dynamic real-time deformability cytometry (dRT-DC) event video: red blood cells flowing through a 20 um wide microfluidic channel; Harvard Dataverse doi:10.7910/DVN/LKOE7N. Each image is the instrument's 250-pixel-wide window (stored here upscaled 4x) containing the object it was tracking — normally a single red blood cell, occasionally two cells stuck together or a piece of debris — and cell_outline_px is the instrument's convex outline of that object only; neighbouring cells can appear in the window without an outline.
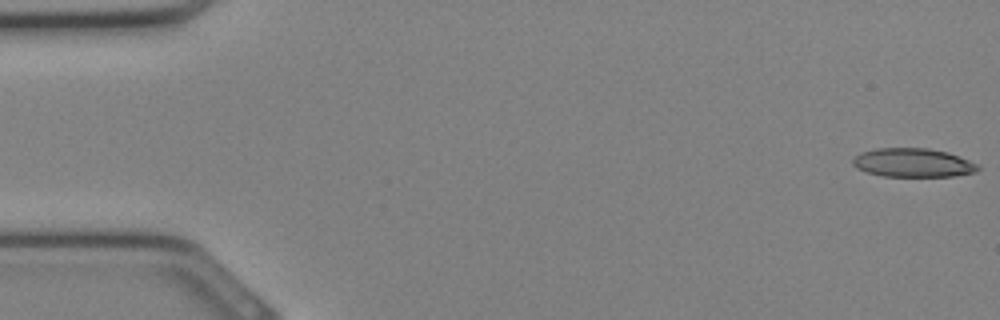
{"species": "Egyptian fruit bat (a non-hibernating species)", "species_latin": "Rousettus aegyptiacus", "temperature_condition": "cold", "stored_images_in_passage": 16, "camera_frame_rate_fps": 3000, "um_per_image_px": 0.085, "animal": {"sex": "female"}, "frame": {"image": 1, "passage_image": 1, "time_ms": 0.0, "image_size_px": [1000, 320], "cell_outline_px": [[980, 168], [976, 172], [952, 176], [884, 176], [868, 172], [856, 168], [852, 164], [852, 160], [860, 152], [876, 148], [928, 148], [948, 152], [980, 164]], "centroid_in_image_um": [77.62, 13.82], "position_along_channel_um": 7.4, "area_um2": 21.04}}
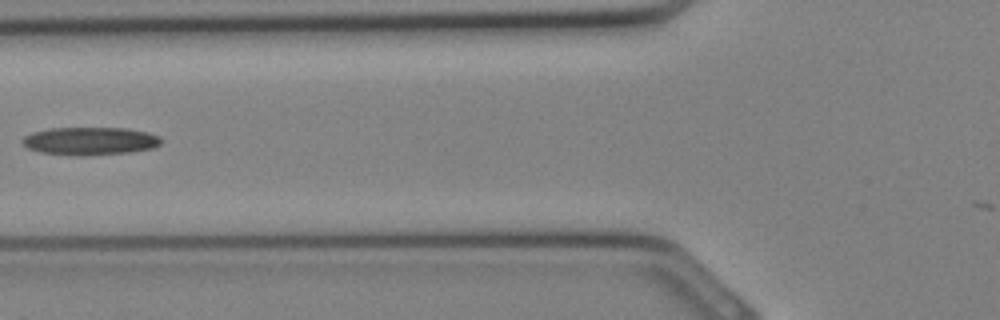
{"frame": {"image": 2, "passage_image": 13, "time_ms": 4.0, "image_size_px": [1000, 320], "cell_outline_px": [[160, 144], [152, 148], [128, 152], [88, 156], [76, 156], [40, 152], [28, 148], [20, 140], [24, 136], [32, 132], [52, 128], [128, 128], [148, 132], [160, 136]], "centroid_in_image_um": [7.64, 11.99], "position_along_channel_um": 118.2, "area_um2": 22.66}}
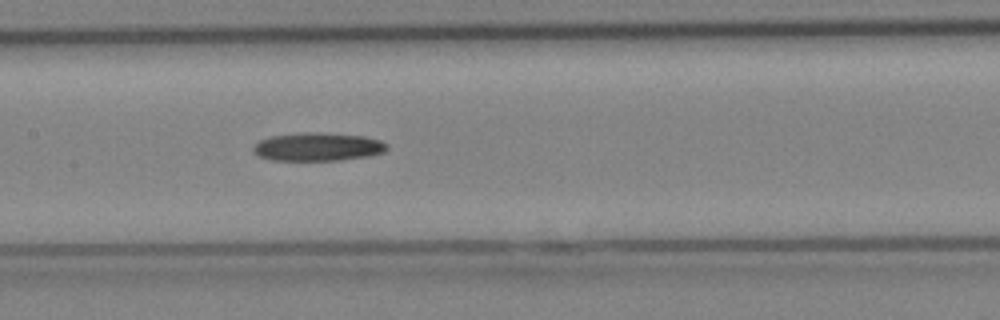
{"frame": {"image": 3, "passage_image": 16, "time_ms": 5.0, "image_size_px": [1000, 320], "cell_outline_px": [[388, 148], [384, 152], [372, 156], [340, 160], [272, 160], [260, 156], [252, 152], [252, 148], [260, 140], [272, 136], [304, 132], [316, 132], [364, 136], [380, 140], [388, 144]], "centroid_in_image_um": [27.05, 12.48], "position_along_channel_um": 180.4, "area_um2": 22.08}}